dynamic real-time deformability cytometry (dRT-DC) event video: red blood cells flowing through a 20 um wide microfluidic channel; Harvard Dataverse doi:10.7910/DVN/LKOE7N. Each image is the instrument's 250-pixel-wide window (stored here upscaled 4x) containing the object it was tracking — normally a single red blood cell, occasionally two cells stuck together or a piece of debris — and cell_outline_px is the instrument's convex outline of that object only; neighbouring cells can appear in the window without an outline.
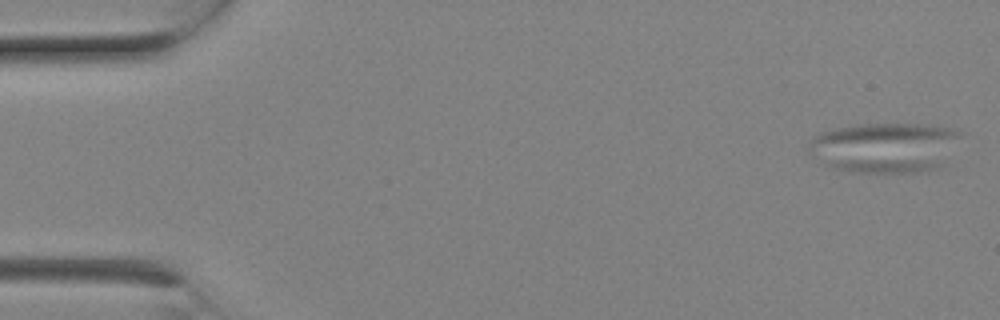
{"species": "Egyptian fruit bat (a non-hibernating species)", "species_latin": "Rousettus aegyptiacus", "temperature_condition": "room temperature", "stored_images_in_passage": 8, "camera_frame_rate_fps": 3000, "um_per_image_px": 0.085, "animal": {"sex": "female"}, "frame": {"image": 1, "passage_image": 1, "time_ms": 0.0, "image_size_px": [1000, 320], "cell_outline_px": [[964, 132], [940, 168], [928, 172], [848, 172], [828, 168], [808, 152], [808, 140], [812, 136], [836, 128], [860, 124], [932, 124], [952, 128]], "centroid_in_image_um": [75.2, 12.54], "position_along_channel_um": 9.8, "area_um2": 45.14}}
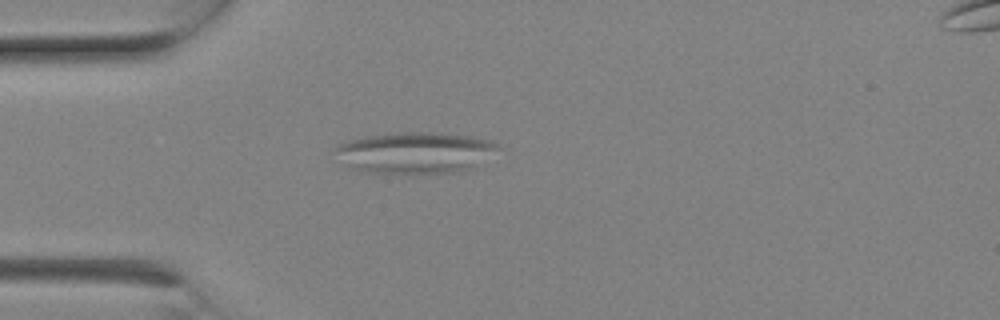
{"frame": {"image": 2, "passage_image": 6, "time_ms": 1.667, "image_size_px": [1000, 320], "cell_outline_px": [[500, 148], [472, 168], [452, 172], [368, 172], [348, 168], [332, 148], [348, 140], [364, 136], [404, 132], [440, 132], [472, 136], [492, 140], [500, 144]], "centroid_in_image_um": [35.29, 12.94], "position_along_channel_um": 49.7, "area_um2": 38.96}}